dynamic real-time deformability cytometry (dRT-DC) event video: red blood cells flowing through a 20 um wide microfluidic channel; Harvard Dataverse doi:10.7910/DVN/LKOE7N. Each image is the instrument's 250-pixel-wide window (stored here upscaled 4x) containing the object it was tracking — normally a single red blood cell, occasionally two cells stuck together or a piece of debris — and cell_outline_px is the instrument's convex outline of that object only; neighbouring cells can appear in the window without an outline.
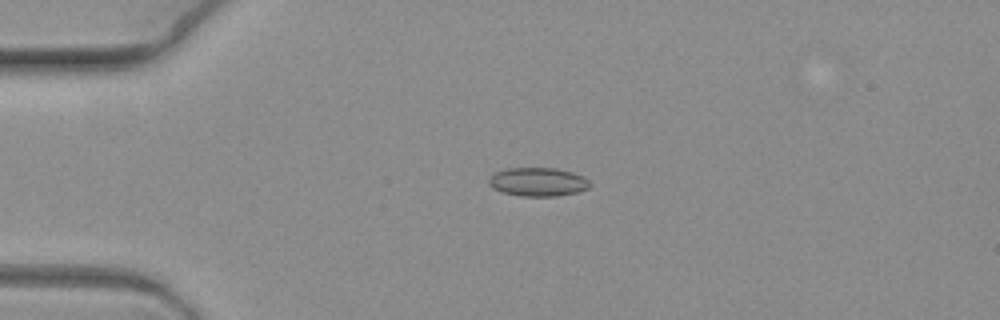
{"species": "common noctule bat (a hibernating species)", "species_latin": "Nyctalus noctula", "temperature_condition": "warm", "stored_images_in_passage": 4, "camera_frame_rate_fps": 3000, "um_per_image_px": 0.085, "animal": {"sex": "female", "body_mass_g": 19.3, "forearm_length_mm": 54.1}, "frame": {"image": 1, "passage_image": 1, "time_ms": 0.0, "image_size_px": [1000, 320], "cell_outline_px": [[588, 188], [576, 192], [556, 196], [520, 196], [504, 192], [492, 188], [488, 184], [488, 180], [496, 172], [508, 168], [556, 168], [572, 172], [588, 180]], "centroid_in_image_um": [45.68, 15.46], "position_along_channel_um": 39.3, "area_um2": 16.59}}
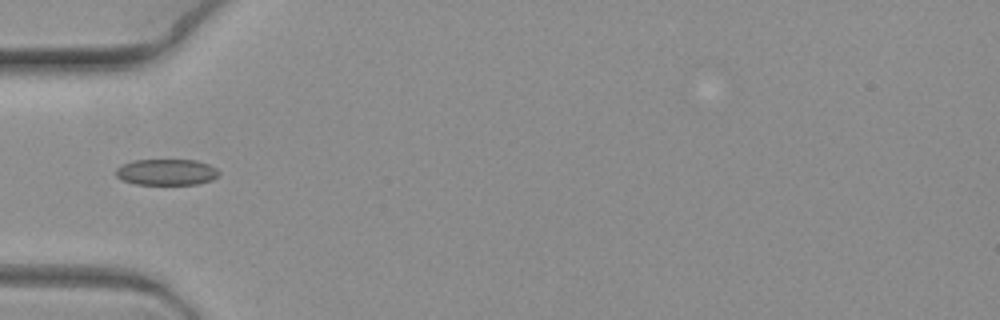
{"frame": {"image": 2, "passage_image": 3, "time_ms": 0.667, "image_size_px": [1000, 320], "cell_outline_px": [[220, 172], [212, 180], [196, 184], [136, 184], [124, 180], [116, 176], [116, 168], [120, 164], [132, 160], [196, 160], [208, 164], [216, 168]], "centroid_in_image_um": [14.13, 14.62], "position_along_channel_um": 70.9, "area_um2": 15.66}}